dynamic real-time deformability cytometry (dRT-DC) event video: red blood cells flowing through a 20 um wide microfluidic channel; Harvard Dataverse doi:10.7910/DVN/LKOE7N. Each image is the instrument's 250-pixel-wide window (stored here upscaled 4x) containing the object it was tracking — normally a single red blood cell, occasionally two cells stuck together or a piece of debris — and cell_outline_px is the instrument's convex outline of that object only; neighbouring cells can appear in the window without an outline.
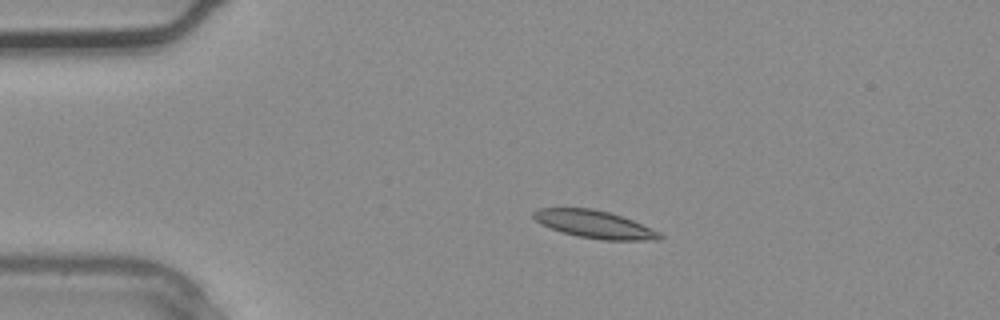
{"species": "common noctule bat (a hibernating species)", "species_latin": "Nyctalus noctula", "temperature_condition": "warm", "stored_images_in_passage": 4, "camera_frame_rate_fps": 3000, "um_per_image_px": 0.085, "animal": {"sex": "male", "body_mass_g": 20.4}, "frame": {"image": 1, "passage_image": 3, "time_ms": 0.667, "image_size_px": [1000, 320], "cell_outline_px": [[664, 236], [660, 240], [604, 240], [580, 236], [564, 232], [552, 228], [536, 220], [532, 216], [532, 212], [540, 208], [592, 208], [608, 212], [632, 220], [660, 232]], "centroid_in_image_um": [50.57, 19.06], "position_along_channel_um": 34.4, "area_um2": 19.94}}